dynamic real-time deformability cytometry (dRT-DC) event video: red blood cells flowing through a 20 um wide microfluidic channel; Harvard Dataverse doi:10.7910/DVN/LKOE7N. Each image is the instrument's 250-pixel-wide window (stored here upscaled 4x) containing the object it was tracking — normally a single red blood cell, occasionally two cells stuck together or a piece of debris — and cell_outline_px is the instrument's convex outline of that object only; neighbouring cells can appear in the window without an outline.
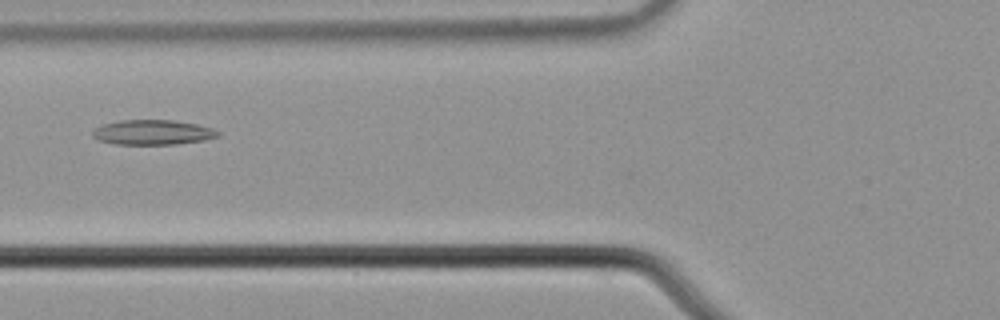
{"species": "common noctule bat (a hibernating species)", "species_latin": "Nyctalus noctula", "temperature_condition": "cold", "stored_images_in_passage": 5, "camera_frame_rate_fps": 3000, "um_per_image_px": 0.085, "animal": {"sex": "male", "body_mass_g": 21.5, "forearm_length_mm": 52.0}, "frame": {"image": 1, "passage_image": 5, "time_ms": 1.333, "image_size_px": [1000, 320], "cell_outline_px": [[220, 136], [204, 140], [176, 144], [116, 144], [100, 140], [92, 136], [92, 128], [104, 124], [120, 120], [172, 120], [196, 124], [212, 128], [220, 132]], "centroid_in_image_um": [12.97, 11.24], "position_along_channel_um": 112.8, "area_um2": 18.15}}